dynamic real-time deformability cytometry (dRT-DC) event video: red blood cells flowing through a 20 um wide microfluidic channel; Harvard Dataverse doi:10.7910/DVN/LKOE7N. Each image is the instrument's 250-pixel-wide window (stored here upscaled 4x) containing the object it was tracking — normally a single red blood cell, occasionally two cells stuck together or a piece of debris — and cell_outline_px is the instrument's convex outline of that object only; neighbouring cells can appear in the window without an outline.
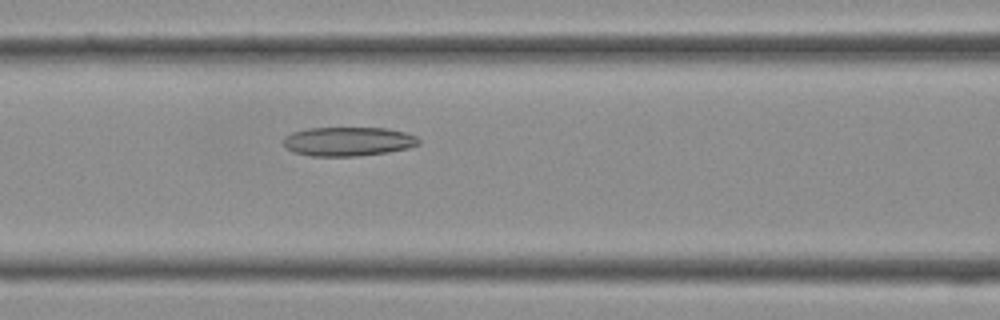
{"species": "Egyptian fruit bat (a non-hibernating species)", "species_latin": "Rousettus aegyptiacus", "temperature_condition": "cold", "stored_images_in_passage": 27, "camera_frame_rate_fps": 3000, "um_per_image_px": 0.085, "frame": {"image": 1, "passage_image": 8, "time_ms": 2.333, "image_size_px": [1000, 320], "cell_outline_px": [[420, 144], [408, 148], [388, 152], [360, 156], [308, 156], [292, 152], [284, 144], [284, 136], [292, 132], [308, 128], [388, 128], [404, 132], [416, 136], [420, 140]], "centroid_in_image_um": [29.59, 12.03], "position_along_channel_um": 137.0, "area_um2": 23.06}}
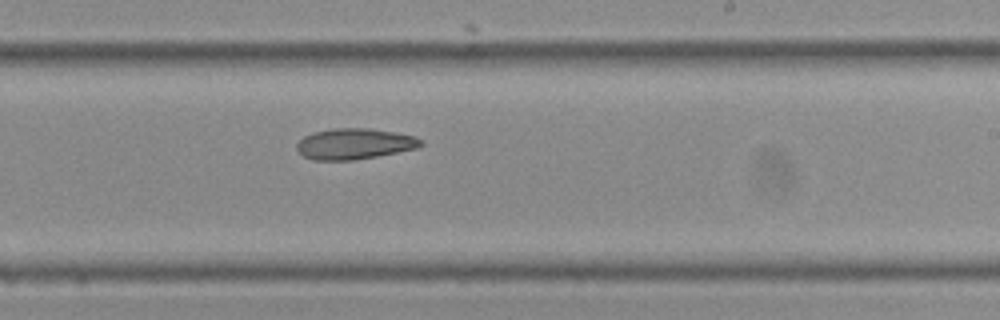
{"frame": {"image": 2, "passage_image": 15, "time_ms": 4.667, "image_size_px": [1000, 320], "cell_outline_px": [[424, 144], [416, 148], [376, 156], [352, 160], [312, 160], [304, 156], [296, 148], [296, 144], [304, 136], [312, 132], [332, 128], [368, 128], [396, 132], [416, 136]], "centroid_in_image_um": [30.1, 12.21], "position_along_channel_um": 258.9, "area_um2": 22.25}}
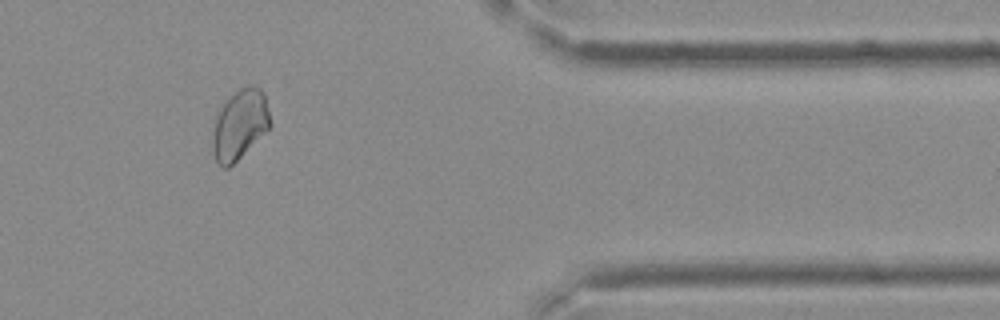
{"frame": {"image": 3, "passage_image": 24, "time_ms": 7.667, "image_size_px": [1000, 320], "cell_outline_px": [[272, 124], [228, 168], [224, 168], [216, 160], [212, 152], [212, 140], [216, 116], [224, 100], [240, 88], [256, 84], [260, 88], [264, 96], [268, 108]], "centroid_in_image_um": [20.36, 10.55], "position_along_channel_um": 391.0, "area_um2": 23.06}}